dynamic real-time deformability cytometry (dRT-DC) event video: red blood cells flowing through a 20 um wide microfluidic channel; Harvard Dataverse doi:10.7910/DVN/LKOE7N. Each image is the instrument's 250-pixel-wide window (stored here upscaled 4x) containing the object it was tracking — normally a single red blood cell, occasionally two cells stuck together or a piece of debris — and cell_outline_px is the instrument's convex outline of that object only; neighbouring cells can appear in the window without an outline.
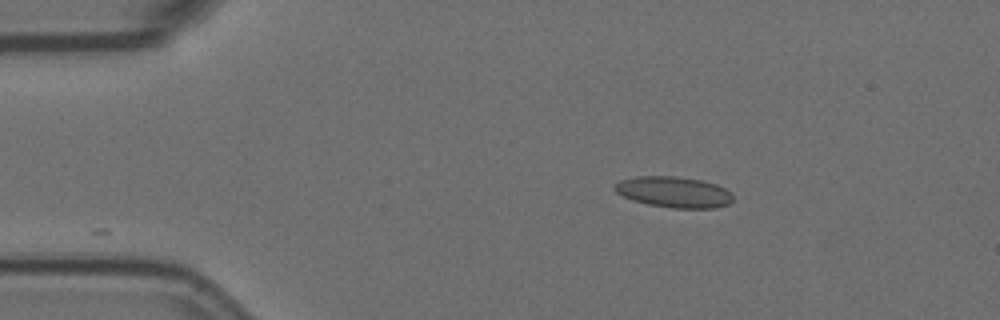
{"species": "Egyptian fruit bat (a non-hibernating species)", "species_latin": "Rousettus aegyptiacus", "temperature_condition": "room temperature", "stored_images_in_passage": 4, "camera_frame_rate_fps": 3000, "um_per_image_px": 0.085, "animal": {"sex": "female"}, "frame": {"image": 1, "passage_image": 2, "time_ms": 0.333, "image_size_px": [1000, 320], "cell_outline_px": [[732, 200], [728, 204], [716, 208], [672, 208], [648, 204], [632, 200], [616, 192], [612, 188], [612, 184], [620, 180], [636, 176], [676, 176], [700, 180], [716, 184], [732, 192]], "centroid_in_image_um": [57.25, 16.32], "position_along_channel_um": 27.8, "area_um2": 21.44}}